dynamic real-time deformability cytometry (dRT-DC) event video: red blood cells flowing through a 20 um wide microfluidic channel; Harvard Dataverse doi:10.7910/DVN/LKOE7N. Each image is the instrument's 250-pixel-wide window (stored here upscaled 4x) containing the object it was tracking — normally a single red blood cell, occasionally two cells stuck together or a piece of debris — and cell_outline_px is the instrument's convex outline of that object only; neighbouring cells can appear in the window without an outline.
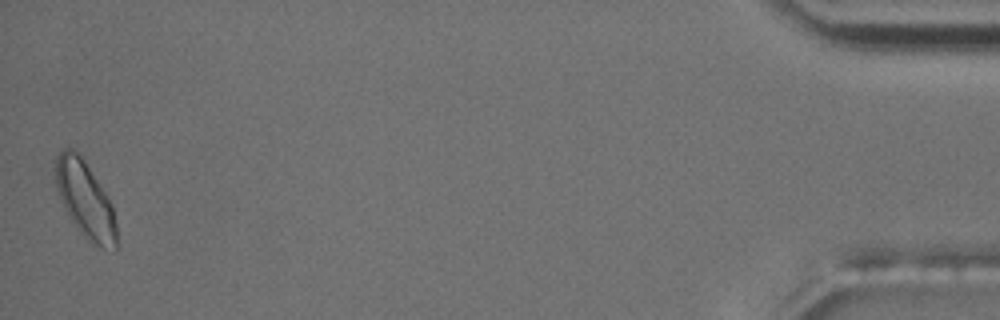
{"species": "common noctule bat (a hibernating species)", "species_latin": "Nyctalus noctula", "temperature_condition": "room temperature", "stored_images_in_passage": 50, "camera_frame_rate_fps": 3000, "um_per_image_px": 0.085, "animal": {"sex": "male", "body_mass_g": 17.5, "forearm_length_mm": 52.3}, "frame": {"image": 1, "passage_image": 50, "time_ms": 16.333, "image_size_px": [1000, 320], "cell_outline_px": [[116, 252], [112, 252], [88, 240], [80, 232], [68, 216], [64, 208], [56, 184], [56, 156], [64, 148], [72, 148], [84, 160], [108, 196], [112, 204], [116, 224]], "centroid_in_image_um": [7.27, 17.0], "position_along_channel_um": 427.9, "area_um2": 26.93}, "authors_computed_cell_mechanics": {"area_um2": 21.2704, "velocity_mm_per_s": 3.7028, "shape_relaxation_time_tau1_ms": 5.6189, "shape_relaxation_time_tau2_ms": null, "deformation_change_tau1": 0.1338, "deformation_change_tau2": null}}